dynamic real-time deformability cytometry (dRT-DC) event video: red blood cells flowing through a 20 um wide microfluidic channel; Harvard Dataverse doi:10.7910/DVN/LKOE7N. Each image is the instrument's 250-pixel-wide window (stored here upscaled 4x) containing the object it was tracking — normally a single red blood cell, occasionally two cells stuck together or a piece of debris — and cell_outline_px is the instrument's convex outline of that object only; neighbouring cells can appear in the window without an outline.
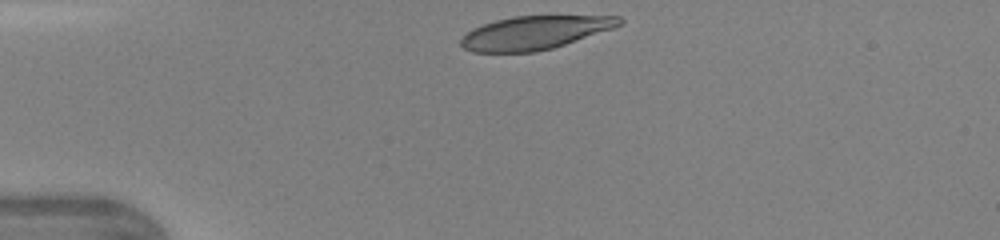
{"species": "human", "species_latin": "Homo sapiens", "temperature_condition": "warm", "stored_images_in_passage": 29, "camera_frame_rate_fps": 3000, "um_per_image_px": 0.085, "donor": {"sex": "female"}, "frame": {"image": 1, "passage_image": 1, "time_ms": 0.0, "image_size_px": [1000, 240], "cell_outline_px": [[624, 20], [620, 24], [612, 28], [552, 48], [536, 52], [472, 52], [464, 48], [460, 44], [460, 40], [472, 28], [496, 20], [512, 16], [620, 16]], "centroid_in_image_um": [45.41, 2.78], "position_along_channel_um": 39.6, "area_um2": 30.46}}
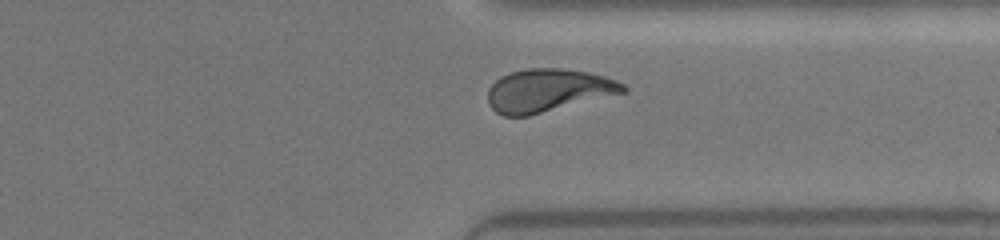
{"frame": {"image": 2, "passage_image": 25, "time_ms": 8.0, "image_size_px": [1000, 240], "cell_outline_px": [[628, 92], [528, 116], [504, 116], [496, 112], [488, 104], [488, 88], [500, 76], [512, 72], [528, 68], [560, 68], [588, 72], [604, 76], [616, 80], [624, 84], [628, 88]], "centroid_in_image_um": [46.6, 7.69], "position_along_channel_um": 364.8, "area_um2": 34.04}}